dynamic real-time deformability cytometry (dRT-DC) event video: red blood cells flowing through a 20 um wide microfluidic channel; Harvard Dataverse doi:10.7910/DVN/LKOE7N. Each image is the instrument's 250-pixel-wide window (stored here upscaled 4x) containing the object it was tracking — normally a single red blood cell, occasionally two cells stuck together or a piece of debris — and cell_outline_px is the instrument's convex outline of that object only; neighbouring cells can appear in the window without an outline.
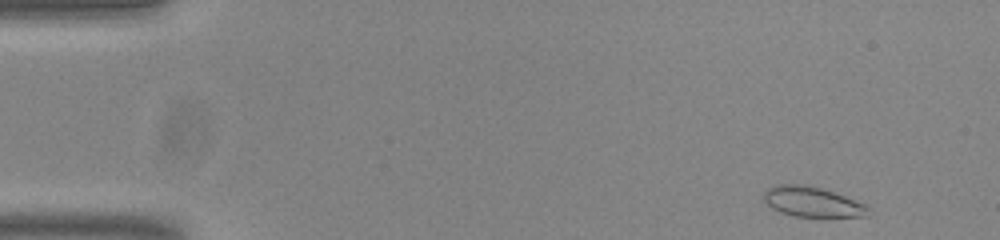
{"species": "common noctule bat (a hibernating species)", "species_latin": "Nyctalus noctula", "temperature_condition": "room temperature", "stored_images_in_passage": 50, "camera_frame_rate_fps": 3000, "um_per_image_px": 0.085, "animal": {"sex": "male", "body_mass_g": 20.0, "forearm_length_mm": 53.3}, "frame": {"image": 1, "passage_image": 1, "time_ms": 0.0, "image_size_px": [1000, 240], "cell_outline_px": [[868, 216], [796, 216], [780, 212], [772, 208], [764, 200], [764, 192], [768, 188], [776, 184], [808, 184], [868, 204]], "centroid_in_image_um": [69.03, 17.14], "position_along_channel_um": 16.0, "area_um2": 18.15}}
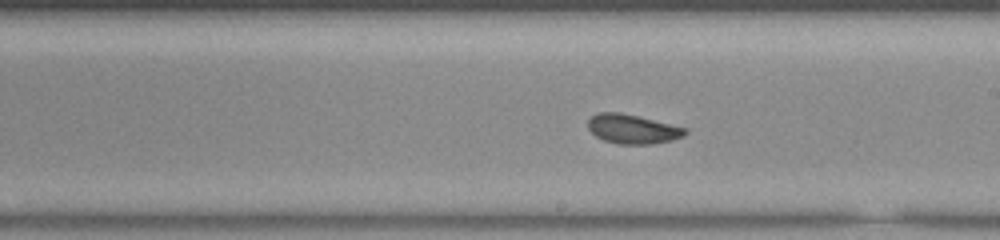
{"frame": {"image": 2, "passage_image": 27, "time_ms": 8.667, "image_size_px": [1000, 240], "cell_outline_px": [[688, 132], [684, 136], [672, 140], [652, 144], [616, 144], [604, 140], [596, 136], [588, 128], [588, 120], [596, 112], [620, 112], [688, 128]], "centroid_in_image_um": [53.78, 10.97], "position_along_channel_um": 235.2, "area_um2": 16.65}}
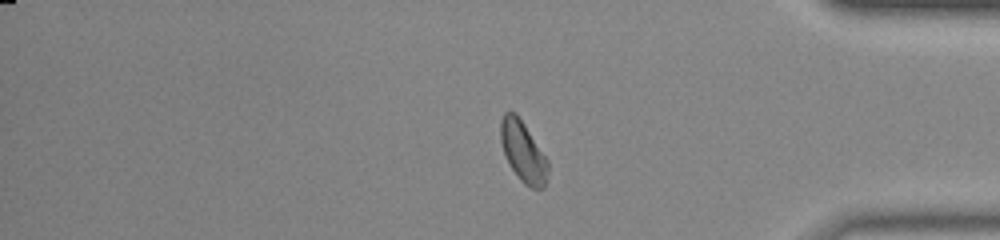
{"frame": {"image": 3, "passage_image": 41, "time_ms": 13.333, "image_size_px": [1000, 240], "cell_outline_px": [[548, 172], [544, 188], [532, 188], [524, 184], [520, 180], [508, 164], [500, 140], [500, 120], [504, 112], [508, 108], [516, 112], [548, 160]], "centroid_in_image_um": [44.43, 12.85], "position_along_channel_um": 390.8, "area_um2": 16.88}, "authors_computed_cell_mechanics": {"area_um2": 17.0221, "velocity_mm_per_s": 3.81, "shape_relaxation_time_tau1_ms": 7.81, "shape_relaxation_time_tau2_ms": 1.8667, "deformation_change_tau1": 0.1283, "deformation_change_tau2": 0.0539}}